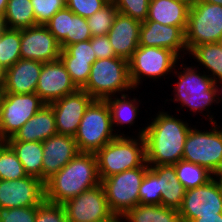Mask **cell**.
<instances>
[{"label":"cell","instance_id":"8992f818","mask_svg":"<svg viewBox=\"0 0 222 222\" xmlns=\"http://www.w3.org/2000/svg\"><path fill=\"white\" fill-rule=\"evenodd\" d=\"M81 89L93 99L99 100L134 90L129 77L128 61L121 57L95 60L89 78Z\"/></svg>","mask_w":222,"mask_h":222},{"label":"cell","instance_id":"e0dca14e","mask_svg":"<svg viewBox=\"0 0 222 222\" xmlns=\"http://www.w3.org/2000/svg\"><path fill=\"white\" fill-rule=\"evenodd\" d=\"M78 89L60 58L43 63L35 93L45 104H50Z\"/></svg>","mask_w":222,"mask_h":222},{"label":"cell","instance_id":"8fae6325","mask_svg":"<svg viewBox=\"0 0 222 222\" xmlns=\"http://www.w3.org/2000/svg\"><path fill=\"white\" fill-rule=\"evenodd\" d=\"M44 104L37 93H3L0 100V134L2 140L6 141L13 137Z\"/></svg>","mask_w":222,"mask_h":222},{"label":"cell","instance_id":"4316f807","mask_svg":"<svg viewBox=\"0 0 222 222\" xmlns=\"http://www.w3.org/2000/svg\"><path fill=\"white\" fill-rule=\"evenodd\" d=\"M119 97L115 95L114 98L111 96L105 99L110 109L113 129L123 125L125 127V124L133 126L137 115H139L140 100L136 97L131 99L126 93L120 94Z\"/></svg>","mask_w":222,"mask_h":222},{"label":"cell","instance_id":"5b68a950","mask_svg":"<svg viewBox=\"0 0 222 222\" xmlns=\"http://www.w3.org/2000/svg\"><path fill=\"white\" fill-rule=\"evenodd\" d=\"M117 136L125 134L118 130L116 133L113 129L106 100L94 99L87 107L74 136L78 151L95 154Z\"/></svg>","mask_w":222,"mask_h":222},{"label":"cell","instance_id":"9a60e30c","mask_svg":"<svg viewBox=\"0 0 222 222\" xmlns=\"http://www.w3.org/2000/svg\"><path fill=\"white\" fill-rule=\"evenodd\" d=\"M21 59H30L42 63L60 58V43L45 25H35L21 29Z\"/></svg>","mask_w":222,"mask_h":222},{"label":"cell","instance_id":"7a4b0ae2","mask_svg":"<svg viewBox=\"0 0 222 222\" xmlns=\"http://www.w3.org/2000/svg\"><path fill=\"white\" fill-rule=\"evenodd\" d=\"M101 183L94 153L79 152L45 183V200L64 204Z\"/></svg>","mask_w":222,"mask_h":222},{"label":"cell","instance_id":"6da1fadb","mask_svg":"<svg viewBox=\"0 0 222 222\" xmlns=\"http://www.w3.org/2000/svg\"><path fill=\"white\" fill-rule=\"evenodd\" d=\"M190 129L188 122L159 111L137 134L145 140L146 163L149 166L173 165L182 160Z\"/></svg>","mask_w":222,"mask_h":222},{"label":"cell","instance_id":"7c38bea8","mask_svg":"<svg viewBox=\"0 0 222 222\" xmlns=\"http://www.w3.org/2000/svg\"><path fill=\"white\" fill-rule=\"evenodd\" d=\"M182 222H190L202 216H217L222 213V189L213 177L196 188L187 189L178 209Z\"/></svg>","mask_w":222,"mask_h":222},{"label":"cell","instance_id":"c3c4849f","mask_svg":"<svg viewBox=\"0 0 222 222\" xmlns=\"http://www.w3.org/2000/svg\"><path fill=\"white\" fill-rule=\"evenodd\" d=\"M6 83V69L0 65V89L3 91Z\"/></svg>","mask_w":222,"mask_h":222},{"label":"cell","instance_id":"f6af8a7d","mask_svg":"<svg viewBox=\"0 0 222 222\" xmlns=\"http://www.w3.org/2000/svg\"><path fill=\"white\" fill-rule=\"evenodd\" d=\"M190 222H222V213L217 216H202L197 219H193Z\"/></svg>","mask_w":222,"mask_h":222},{"label":"cell","instance_id":"ab89813d","mask_svg":"<svg viewBox=\"0 0 222 222\" xmlns=\"http://www.w3.org/2000/svg\"><path fill=\"white\" fill-rule=\"evenodd\" d=\"M35 222H67L63 205L43 200L37 206Z\"/></svg>","mask_w":222,"mask_h":222},{"label":"cell","instance_id":"d6986e66","mask_svg":"<svg viewBox=\"0 0 222 222\" xmlns=\"http://www.w3.org/2000/svg\"><path fill=\"white\" fill-rule=\"evenodd\" d=\"M42 147V181L44 183L79 153L74 137L58 133L43 141Z\"/></svg>","mask_w":222,"mask_h":222},{"label":"cell","instance_id":"bcb514c9","mask_svg":"<svg viewBox=\"0 0 222 222\" xmlns=\"http://www.w3.org/2000/svg\"><path fill=\"white\" fill-rule=\"evenodd\" d=\"M222 85V80H214L213 81V88H214V94H215V103L218 104L220 101H222V98H220V96L222 95V86L218 85V84ZM221 89H220V87ZM219 89V90H218ZM221 92V93H220ZM220 95V96H219Z\"/></svg>","mask_w":222,"mask_h":222},{"label":"cell","instance_id":"f35d334b","mask_svg":"<svg viewBox=\"0 0 222 222\" xmlns=\"http://www.w3.org/2000/svg\"><path fill=\"white\" fill-rule=\"evenodd\" d=\"M45 26L55 36V39L61 43L69 33L70 9L65 7L56 12Z\"/></svg>","mask_w":222,"mask_h":222},{"label":"cell","instance_id":"2e32d148","mask_svg":"<svg viewBox=\"0 0 222 222\" xmlns=\"http://www.w3.org/2000/svg\"><path fill=\"white\" fill-rule=\"evenodd\" d=\"M93 100L83 89H78L50 103L55 115L57 133L74 137L87 107Z\"/></svg>","mask_w":222,"mask_h":222},{"label":"cell","instance_id":"30bf717a","mask_svg":"<svg viewBox=\"0 0 222 222\" xmlns=\"http://www.w3.org/2000/svg\"><path fill=\"white\" fill-rule=\"evenodd\" d=\"M149 165L129 169L101 180L108 206L113 214L124 215L139 204V188Z\"/></svg>","mask_w":222,"mask_h":222},{"label":"cell","instance_id":"5bb4252c","mask_svg":"<svg viewBox=\"0 0 222 222\" xmlns=\"http://www.w3.org/2000/svg\"><path fill=\"white\" fill-rule=\"evenodd\" d=\"M44 199V182L36 177L0 180V208L38 206Z\"/></svg>","mask_w":222,"mask_h":222},{"label":"cell","instance_id":"603a6c76","mask_svg":"<svg viewBox=\"0 0 222 222\" xmlns=\"http://www.w3.org/2000/svg\"><path fill=\"white\" fill-rule=\"evenodd\" d=\"M190 5L187 0H150L146 21L179 26L185 32Z\"/></svg>","mask_w":222,"mask_h":222},{"label":"cell","instance_id":"f907efd6","mask_svg":"<svg viewBox=\"0 0 222 222\" xmlns=\"http://www.w3.org/2000/svg\"><path fill=\"white\" fill-rule=\"evenodd\" d=\"M8 0H0V16H4Z\"/></svg>","mask_w":222,"mask_h":222},{"label":"cell","instance_id":"ba28073f","mask_svg":"<svg viewBox=\"0 0 222 222\" xmlns=\"http://www.w3.org/2000/svg\"><path fill=\"white\" fill-rule=\"evenodd\" d=\"M211 125L209 131L191 127L185 140L182 159L198 164L214 175L222 168V128L217 122H212Z\"/></svg>","mask_w":222,"mask_h":222},{"label":"cell","instance_id":"f1b7e54d","mask_svg":"<svg viewBox=\"0 0 222 222\" xmlns=\"http://www.w3.org/2000/svg\"><path fill=\"white\" fill-rule=\"evenodd\" d=\"M3 17L8 29L21 30L36 25L30 0H8Z\"/></svg>","mask_w":222,"mask_h":222},{"label":"cell","instance_id":"d6a6232c","mask_svg":"<svg viewBox=\"0 0 222 222\" xmlns=\"http://www.w3.org/2000/svg\"><path fill=\"white\" fill-rule=\"evenodd\" d=\"M118 9L110 0L99 11L86 18L92 37L105 36L113 25Z\"/></svg>","mask_w":222,"mask_h":222},{"label":"cell","instance_id":"4dcf8cb0","mask_svg":"<svg viewBox=\"0 0 222 222\" xmlns=\"http://www.w3.org/2000/svg\"><path fill=\"white\" fill-rule=\"evenodd\" d=\"M21 30L6 28L0 34V65L5 69L13 66L20 58Z\"/></svg>","mask_w":222,"mask_h":222},{"label":"cell","instance_id":"74e56055","mask_svg":"<svg viewBox=\"0 0 222 222\" xmlns=\"http://www.w3.org/2000/svg\"><path fill=\"white\" fill-rule=\"evenodd\" d=\"M119 13L130 16L139 22H144L148 16L150 0H111Z\"/></svg>","mask_w":222,"mask_h":222},{"label":"cell","instance_id":"ac0fdd59","mask_svg":"<svg viewBox=\"0 0 222 222\" xmlns=\"http://www.w3.org/2000/svg\"><path fill=\"white\" fill-rule=\"evenodd\" d=\"M139 46L170 49L180 59L187 55L185 32L179 26L162 25L155 21L141 22Z\"/></svg>","mask_w":222,"mask_h":222},{"label":"cell","instance_id":"7402d4cb","mask_svg":"<svg viewBox=\"0 0 222 222\" xmlns=\"http://www.w3.org/2000/svg\"><path fill=\"white\" fill-rule=\"evenodd\" d=\"M57 134L55 115L50 104H44L13 137L6 141L43 142Z\"/></svg>","mask_w":222,"mask_h":222},{"label":"cell","instance_id":"f546056e","mask_svg":"<svg viewBox=\"0 0 222 222\" xmlns=\"http://www.w3.org/2000/svg\"><path fill=\"white\" fill-rule=\"evenodd\" d=\"M173 165L179 182L186 190L204 185L214 176L206 168L183 159Z\"/></svg>","mask_w":222,"mask_h":222},{"label":"cell","instance_id":"9c48e42d","mask_svg":"<svg viewBox=\"0 0 222 222\" xmlns=\"http://www.w3.org/2000/svg\"><path fill=\"white\" fill-rule=\"evenodd\" d=\"M179 58L170 49L138 46L128 60L129 77L133 88L136 90L142 80H144V76H146L144 77L145 79L149 77V79L155 81L162 76L173 73L176 66L179 65Z\"/></svg>","mask_w":222,"mask_h":222},{"label":"cell","instance_id":"44dd1931","mask_svg":"<svg viewBox=\"0 0 222 222\" xmlns=\"http://www.w3.org/2000/svg\"><path fill=\"white\" fill-rule=\"evenodd\" d=\"M42 66V62L20 58L6 69L3 93H35Z\"/></svg>","mask_w":222,"mask_h":222},{"label":"cell","instance_id":"11a10c76","mask_svg":"<svg viewBox=\"0 0 222 222\" xmlns=\"http://www.w3.org/2000/svg\"><path fill=\"white\" fill-rule=\"evenodd\" d=\"M3 142L2 138H1V134H0V144Z\"/></svg>","mask_w":222,"mask_h":222},{"label":"cell","instance_id":"1f68e13d","mask_svg":"<svg viewBox=\"0 0 222 222\" xmlns=\"http://www.w3.org/2000/svg\"><path fill=\"white\" fill-rule=\"evenodd\" d=\"M27 176L22 163L12 150L3 141L0 144V180H16Z\"/></svg>","mask_w":222,"mask_h":222},{"label":"cell","instance_id":"db71d44e","mask_svg":"<svg viewBox=\"0 0 222 222\" xmlns=\"http://www.w3.org/2000/svg\"><path fill=\"white\" fill-rule=\"evenodd\" d=\"M2 94H3V91L0 89V100H1Z\"/></svg>","mask_w":222,"mask_h":222},{"label":"cell","instance_id":"f5cc1de1","mask_svg":"<svg viewBox=\"0 0 222 222\" xmlns=\"http://www.w3.org/2000/svg\"><path fill=\"white\" fill-rule=\"evenodd\" d=\"M194 1H202L207 3H214L222 6V0H194Z\"/></svg>","mask_w":222,"mask_h":222},{"label":"cell","instance_id":"52a82bcc","mask_svg":"<svg viewBox=\"0 0 222 222\" xmlns=\"http://www.w3.org/2000/svg\"><path fill=\"white\" fill-rule=\"evenodd\" d=\"M220 42H222V6L193 1L185 30L187 53L197 45Z\"/></svg>","mask_w":222,"mask_h":222},{"label":"cell","instance_id":"816d5d0a","mask_svg":"<svg viewBox=\"0 0 222 222\" xmlns=\"http://www.w3.org/2000/svg\"><path fill=\"white\" fill-rule=\"evenodd\" d=\"M5 19L3 16H0V34L6 29Z\"/></svg>","mask_w":222,"mask_h":222},{"label":"cell","instance_id":"7dc6e473","mask_svg":"<svg viewBox=\"0 0 222 222\" xmlns=\"http://www.w3.org/2000/svg\"><path fill=\"white\" fill-rule=\"evenodd\" d=\"M101 222H125V217L122 214H113L108 219Z\"/></svg>","mask_w":222,"mask_h":222},{"label":"cell","instance_id":"484cf974","mask_svg":"<svg viewBox=\"0 0 222 222\" xmlns=\"http://www.w3.org/2000/svg\"><path fill=\"white\" fill-rule=\"evenodd\" d=\"M124 217L127 222H182L177 209L162 205L138 204Z\"/></svg>","mask_w":222,"mask_h":222},{"label":"cell","instance_id":"60d3db41","mask_svg":"<svg viewBox=\"0 0 222 222\" xmlns=\"http://www.w3.org/2000/svg\"><path fill=\"white\" fill-rule=\"evenodd\" d=\"M37 206L0 208V222H35Z\"/></svg>","mask_w":222,"mask_h":222},{"label":"cell","instance_id":"d4e9b609","mask_svg":"<svg viewBox=\"0 0 222 222\" xmlns=\"http://www.w3.org/2000/svg\"><path fill=\"white\" fill-rule=\"evenodd\" d=\"M22 163L27 175L42 181V142L5 141Z\"/></svg>","mask_w":222,"mask_h":222},{"label":"cell","instance_id":"277c9868","mask_svg":"<svg viewBox=\"0 0 222 222\" xmlns=\"http://www.w3.org/2000/svg\"><path fill=\"white\" fill-rule=\"evenodd\" d=\"M136 137L117 136L95 153L100 180L146 162L144 137Z\"/></svg>","mask_w":222,"mask_h":222},{"label":"cell","instance_id":"ee69618b","mask_svg":"<svg viewBox=\"0 0 222 222\" xmlns=\"http://www.w3.org/2000/svg\"><path fill=\"white\" fill-rule=\"evenodd\" d=\"M96 59L117 57L108 36H94L90 39Z\"/></svg>","mask_w":222,"mask_h":222},{"label":"cell","instance_id":"d590c367","mask_svg":"<svg viewBox=\"0 0 222 222\" xmlns=\"http://www.w3.org/2000/svg\"><path fill=\"white\" fill-rule=\"evenodd\" d=\"M92 38L90 28L86 18L75 15L70 10V26L67 37L60 43L61 49H65L68 45L87 41Z\"/></svg>","mask_w":222,"mask_h":222},{"label":"cell","instance_id":"4fadbf2b","mask_svg":"<svg viewBox=\"0 0 222 222\" xmlns=\"http://www.w3.org/2000/svg\"><path fill=\"white\" fill-rule=\"evenodd\" d=\"M62 205L66 212L67 222H101L113 215L101 183L83 191Z\"/></svg>","mask_w":222,"mask_h":222},{"label":"cell","instance_id":"cb8c5ba5","mask_svg":"<svg viewBox=\"0 0 222 222\" xmlns=\"http://www.w3.org/2000/svg\"><path fill=\"white\" fill-rule=\"evenodd\" d=\"M149 168L160 179L161 205L178 210L182 205L186 189L179 182L174 165H157Z\"/></svg>","mask_w":222,"mask_h":222},{"label":"cell","instance_id":"b9f144b4","mask_svg":"<svg viewBox=\"0 0 222 222\" xmlns=\"http://www.w3.org/2000/svg\"><path fill=\"white\" fill-rule=\"evenodd\" d=\"M110 0H66V7L83 18L92 16Z\"/></svg>","mask_w":222,"mask_h":222},{"label":"cell","instance_id":"e575fe53","mask_svg":"<svg viewBox=\"0 0 222 222\" xmlns=\"http://www.w3.org/2000/svg\"><path fill=\"white\" fill-rule=\"evenodd\" d=\"M60 59L65 65L72 81L81 89L89 78L93 62L73 61V56L66 49H61Z\"/></svg>","mask_w":222,"mask_h":222},{"label":"cell","instance_id":"681fc988","mask_svg":"<svg viewBox=\"0 0 222 222\" xmlns=\"http://www.w3.org/2000/svg\"><path fill=\"white\" fill-rule=\"evenodd\" d=\"M222 189V168H220L213 176Z\"/></svg>","mask_w":222,"mask_h":222},{"label":"cell","instance_id":"83f0119b","mask_svg":"<svg viewBox=\"0 0 222 222\" xmlns=\"http://www.w3.org/2000/svg\"><path fill=\"white\" fill-rule=\"evenodd\" d=\"M188 54L207 69L205 73H208L213 81L222 80V42L197 45Z\"/></svg>","mask_w":222,"mask_h":222},{"label":"cell","instance_id":"836d02e7","mask_svg":"<svg viewBox=\"0 0 222 222\" xmlns=\"http://www.w3.org/2000/svg\"><path fill=\"white\" fill-rule=\"evenodd\" d=\"M161 195L160 179L149 168L139 188V204L161 205Z\"/></svg>","mask_w":222,"mask_h":222},{"label":"cell","instance_id":"7bdbcfd3","mask_svg":"<svg viewBox=\"0 0 222 222\" xmlns=\"http://www.w3.org/2000/svg\"><path fill=\"white\" fill-rule=\"evenodd\" d=\"M65 49L73 56V61L94 62L97 60L90 40L68 45Z\"/></svg>","mask_w":222,"mask_h":222},{"label":"cell","instance_id":"ffe728a7","mask_svg":"<svg viewBox=\"0 0 222 222\" xmlns=\"http://www.w3.org/2000/svg\"><path fill=\"white\" fill-rule=\"evenodd\" d=\"M141 22L130 16L117 13L107 36L115 55L126 59L131 58L139 46Z\"/></svg>","mask_w":222,"mask_h":222},{"label":"cell","instance_id":"8d00e7d4","mask_svg":"<svg viewBox=\"0 0 222 222\" xmlns=\"http://www.w3.org/2000/svg\"><path fill=\"white\" fill-rule=\"evenodd\" d=\"M36 25H45L59 10L66 7V0H30Z\"/></svg>","mask_w":222,"mask_h":222},{"label":"cell","instance_id":"3957f363","mask_svg":"<svg viewBox=\"0 0 222 222\" xmlns=\"http://www.w3.org/2000/svg\"><path fill=\"white\" fill-rule=\"evenodd\" d=\"M183 70H182V69ZM182 71H174L172 74L177 75V83L174 86V98L169 99L173 102H179L182 107L189 108L194 114L201 113L203 117H208L209 122H217L214 115H209V107L215 103V94L213 80L202 71H198V66H186L182 64L179 67ZM197 69V70H196ZM207 114H205V112ZM205 115H204V114Z\"/></svg>","mask_w":222,"mask_h":222}]
</instances>
